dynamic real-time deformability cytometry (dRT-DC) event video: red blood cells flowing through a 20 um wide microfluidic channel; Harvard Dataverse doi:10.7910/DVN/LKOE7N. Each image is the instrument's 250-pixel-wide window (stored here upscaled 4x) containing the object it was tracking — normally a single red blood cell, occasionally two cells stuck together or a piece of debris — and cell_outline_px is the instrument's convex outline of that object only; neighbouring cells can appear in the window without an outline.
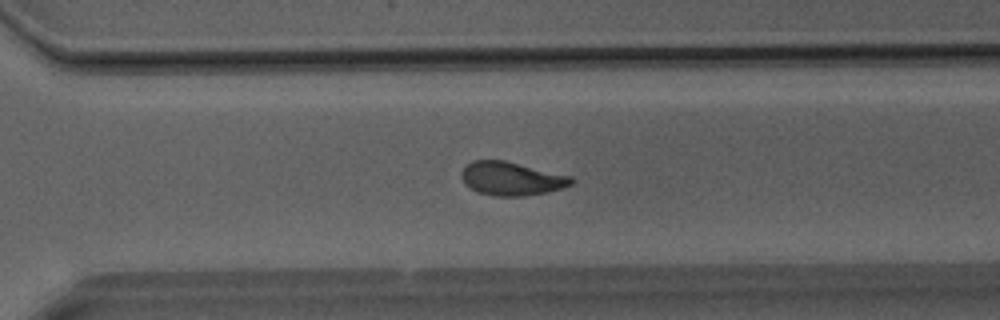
{"species": "Egyptian fruit bat (a non-hibernating species)", "species_latin": "Rousettus aegyptiacus", "temperature_condition": "room temperature", "stored_images_in_passage": 38, "camera_frame_rate_fps": 3000, "um_per_image_px": 0.085, "animal": {"sex": "male"}, "frame": {"image": 1, "passage_image": 27, "time_ms": 8.667, "image_size_px": [1000, 320], "cell_outline_px": [[576, 180], [572, 184], [548, 192], [524, 196], [496, 196], [480, 192], [464, 184], [460, 176], [460, 172], [472, 160], [504, 160], [572, 176]], "centroid_in_image_um": [43.48, 15.18], "position_along_channel_um": 327.1, "area_um2": 21.44}}
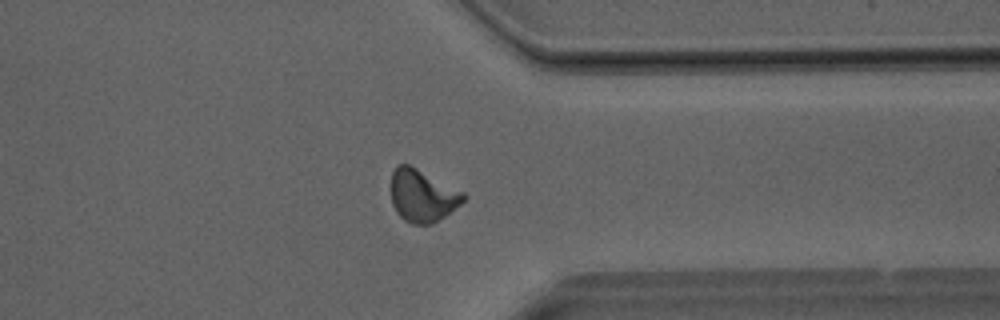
{"frame": {"image": 2, "passage_image": 30, "time_ms": 9.667, "image_size_px": [1000, 320], "cell_outline_px": [[468, 196], [460, 204], [444, 216], [432, 224], [412, 224], [404, 220], [396, 212], [392, 204], [392, 172], [396, 164], [408, 164], [464, 192]], "centroid_in_image_um": [35.9, 16.63], "position_along_channel_um": 375.5, "area_um2": 21.91}}
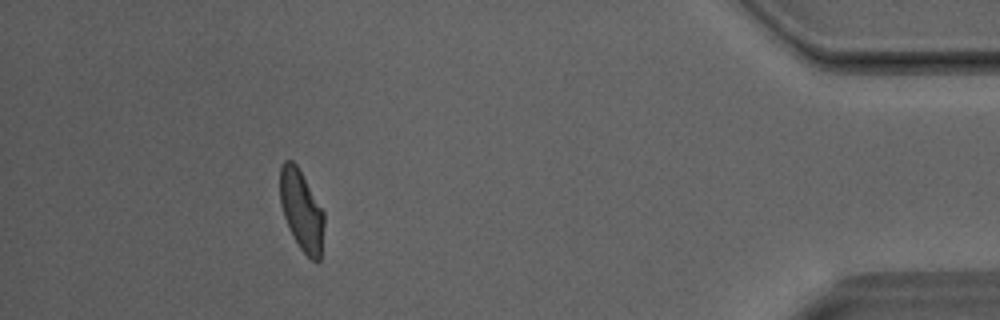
{"frame": {"image": 3, "passage_image": 35, "time_ms": 11.333, "image_size_px": [1000, 320], "cell_outline_px": [[324, 224], [320, 260], [312, 260], [300, 248], [288, 228], [280, 204], [280, 168], [284, 160], [292, 160], [296, 164], [324, 212]], "centroid_in_image_um": [25.61, 17.88], "position_along_channel_um": 409.6, "area_um2": 20.46}}